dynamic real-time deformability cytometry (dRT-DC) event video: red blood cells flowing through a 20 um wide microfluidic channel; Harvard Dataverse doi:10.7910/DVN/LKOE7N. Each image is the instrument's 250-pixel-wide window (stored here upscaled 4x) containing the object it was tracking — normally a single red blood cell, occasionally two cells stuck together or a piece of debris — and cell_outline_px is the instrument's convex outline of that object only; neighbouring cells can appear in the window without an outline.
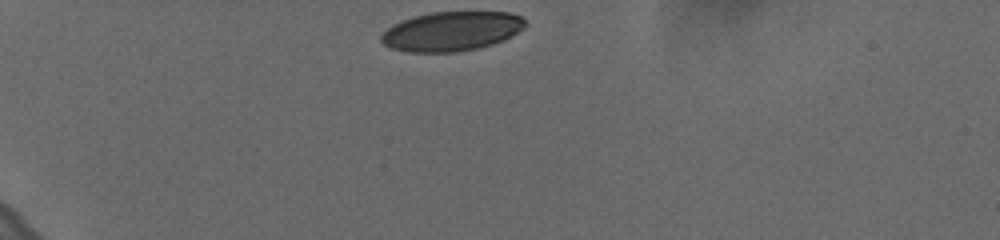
{"species": "human", "species_latin": "Homo sapiens", "temperature_condition": "cold", "stored_images_in_passage": 35, "camera_frame_rate_fps": 3000, "um_per_image_px": 0.085, "donor": {"sex": "female"}, "frame": {"image": 1, "passage_image": 1, "time_ms": 0.0, "image_size_px": [1000, 240], "cell_outline_px": [[528, 24], [524, 28], [512, 36], [504, 40], [492, 44], [476, 48], [456, 52], [408, 52], [392, 48], [384, 44], [380, 40], [380, 36], [392, 24], [400, 20], [432, 12], [508, 12], [520, 16]], "centroid_in_image_um": [38.39, 2.65], "position_along_channel_um": 46.6, "area_um2": 33.06}}
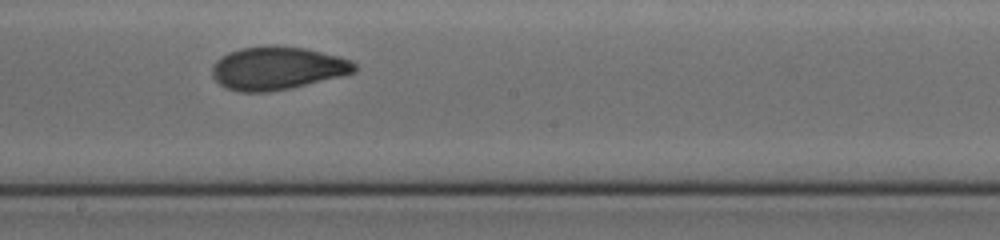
{"frame": {"image": 2, "passage_image": 20, "time_ms": 6.333, "image_size_px": [1000, 240], "cell_outline_px": [[356, 72], [292, 88], [268, 92], [236, 92], [224, 88], [212, 76], [212, 64], [220, 56], [228, 52], [240, 48], [268, 44], [276, 44], [308, 48], [340, 56], [352, 60], [356, 64]], "centroid_in_image_um": [23.55, 5.78], "position_along_channel_um": 224.6, "area_um2": 36.53}}
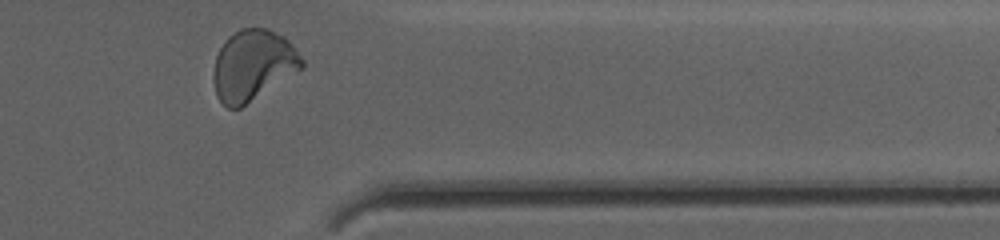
{"frame": {"image": 3, "passage_image": 34, "time_ms": 11.0, "image_size_px": [1000, 240], "cell_outline_px": [[304, 68], [240, 108], [228, 108], [216, 96], [212, 80], [212, 72], [216, 56], [220, 48], [228, 36], [240, 28], [268, 28], [284, 36], [292, 44], [304, 60]], "centroid_in_image_um": [21.5, 5.54], "position_along_channel_um": 389.9, "area_um2": 36.7}, "authors_computed_cell_mechanics": {"area_um2": 35.4314, "velocity_mm_per_s": 3.6243, "shape_relaxation_time_tau1_ms": 5.5286, "shape_relaxation_time_tau2_ms": 1.4598, "deformation_change_tau1": 0.1762, "deformation_change_tau2": 0.0662}}